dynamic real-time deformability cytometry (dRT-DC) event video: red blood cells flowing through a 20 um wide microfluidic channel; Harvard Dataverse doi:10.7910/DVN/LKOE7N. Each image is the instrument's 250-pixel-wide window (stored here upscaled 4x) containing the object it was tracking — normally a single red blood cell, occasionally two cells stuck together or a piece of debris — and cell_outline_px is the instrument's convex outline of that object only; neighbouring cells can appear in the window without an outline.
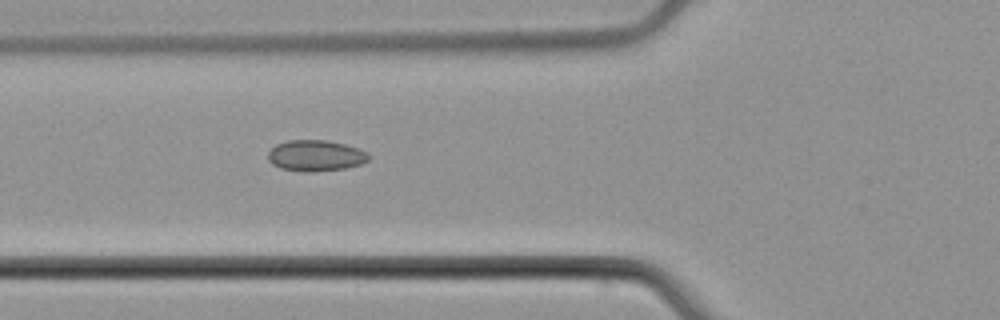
{"species": "common noctule bat (a hibernating species)", "species_latin": "Nyctalus noctula", "temperature_condition": "cold", "stored_images_in_passage": 6, "camera_frame_rate_fps": 3000, "um_per_image_px": 0.085, "animal": {"sex": "male", "body_mass_g": 21.5, "forearm_length_mm": 52.0}, "frame": {"image": 1, "passage_image": 6, "time_ms": 6.0, "image_size_px": [1000, 320], "cell_outline_px": [[368, 160], [360, 164], [344, 168], [280, 168], [272, 164], [268, 160], [268, 152], [276, 144], [288, 140], [328, 140], [344, 144], [368, 152]], "centroid_in_image_um": [26.81, 13.15], "position_along_channel_um": 99.0, "area_um2": 17.11}}